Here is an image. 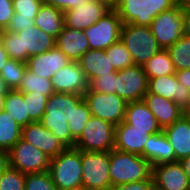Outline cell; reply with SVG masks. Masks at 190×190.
Segmentation results:
<instances>
[{
  "label": "cell",
  "mask_w": 190,
  "mask_h": 190,
  "mask_svg": "<svg viewBox=\"0 0 190 190\" xmlns=\"http://www.w3.org/2000/svg\"><path fill=\"white\" fill-rule=\"evenodd\" d=\"M92 114L87 103L83 100L76 109H74L71 123H69L72 137L77 140L83 133V130L91 118Z\"/></svg>",
  "instance_id": "obj_36"
},
{
  "label": "cell",
  "mask_w": 190,
  "mask_h": 190,
  "mask_svg": "<svg viewBox=\"0 0 190 190\" xmlns=\"http://www.w3.org/2000/svg\"><path fill=\"white\" fill-rule=\"evenodd\" d=\"M148 91L143 66L133 65L117 71L116 94L126 103L142 101Z\"/></svg>",
  "instance_id": "obj_13"
},
{
  "label": "cell",
  "mask_w": 190,
  "mask_h": 190,
  "mask_svg": "<svg viewBox=\"0 0 190 190\" xmlns=\"http://www.w3.org/2000/svg\"><path fill=\"white\" fill-rule=\"evenodd\" d=\"M141 156H143L152 167L162 163L175 162L173 148L163 130L150 135L145 143L144 152Z\"/></svg>",
  "instance_id": "obj_24"
},
{
  "label": "cell",
  "mask_w": 190,
  "mask_h": 190,
  "mask_svg": "<svg viewBox=\"0 0 190 190\" xmlns=\"http://www.w3.org/2000/svg\"><path fill=\"white\" fill-rule=\"evenodd\" d=\"M183 117L187 120L190 126V111L183 112Z\"/></svg>",
  "instance_id": "obj_52"
},
{
  "label": "cell",
  "mask_w": 190,
  "mask_h": 190,
  "mask_svg": "<svg viewBox=\"0 0 190 190\" xmlns=\"http://www.w3.org/2000/svg\"><path fill=\"white\" fill-rule=\"evenodd\" d=\"M148 79L175 74V68L167 49H160L144 66Z\"/></svg>",
  "instance_id": "obj_30"
},
{
  "label": "cell",
  "mask_w": 190,
  "mask_h": 190,
  "mask_svg": "<svg viewBox=\"0 0 190 190\" xmlns=\"http://www.w3.org/2000/svg\"><path fill=\"white\" fill-rule=\"evenodd\" d=\"M111 8L103 0H87L64 11V26L84 30L99 21Z\"/></svg>",
  "instance_id": "obj_14"
},
{
  "label": "cell",
  "mask_w": 190,
  "mask_h": 190,
  "mask_svg": "<svg viewBox=\"0 0 190 190\" xmlns=\"http://www.w3.org/2000/svg\"><path fill=\"white\" fill-rule=\"evenodd\" d=\"M11 91L10 87L0 76V101Z\"/></svg>",
  "instance_id": "obj_49"
},
{
  "label": "cell",
  "mask_w": 190,
  "mask_h": 190,
  "mask_svg": "<svg viewBox=\"0 0 190 190\" xmlns=\"http://www.w3.org/2000/svg\"><path fill=\"white\" fill-rule=\"evenodd\" d=\"M149 27L161 49L172 46L184 35L183 2L161 12Z\"/></svg>",
  "instance_id": "obj_7"
},
{
  "label": "cell",
  "mask_w": 190,
  "mask_h": 190,
  "mask_svg": "<svg viewBox=\"0 0 190 190\" xmlns=\"http://www.w3.org/2000/svg\"><path fill=\"white\" fill-rule=\"evenodd\" d=\"M9 167V153L0 149V175Z\"/></svg>",
  "instance_id": "obj_46"
},
{
  "label": "cell",
  "mask_w": 190,
  "mask_h": 190,
  "mask_svg": "<svg viewBox=\"0 0 190 190\" xmlns=\"http://www.w3.org/2000/svg\"><path fill=\"white\" fill-rule=\"evenodd\" d=\"M183 2L184 8L190 10V0H181Z\"/></svg>",
  "instance_id": "obj_53"
},
{
  "label": "cell",
  "mask_w": 190,
  "mask_h": 190,
  "mask_svg": "<svg viewBox=\"0 0 190 190\" xmlns=\"http://www.w3.org/2000/svg\"><path fill=\"white\" fill-rule=\"evenodd\" d=\"M49 172L58 190L82 187L81 150L66 148L50 161Z\"/></svg>",
  "instance_id": "obj_4"
},
{
  "label": "cell",
  "mask_w": 190,
  "mask_h": 190,
  "mask_svg": "<svg viewBox=\"0 0 190 190\" xmlns=\"http://www.w3.org/2000/svg\"><path fill=\"white\" fill-rule=\"evenodd\" d=\"M184 35L190 38V10L184 8Z\"/></svg>",
  "instance_id": "obj_48"
},
{
  "label": "cell",
  "mask_w": 190,
  "mask_h": 190,
  "mask_svg": "<svg viewBox=\"0 0 190 190\" xmlns=\"http://www.w3.org/2000/svg\"><path fill=\"white\" fill-rule=\"evenodd\" d=\"M152 178L157 190H190V183L179 161L152 167Z\"/></svg>",
  "instance_id": "obj_17"
},
{
  "label": "cell",
  "mask_w": 190,
  "mask_h": 190,
  "mask_svg": "<svg viewBox=\"0 0 190 190\" xmlns=\"http://www.w3.org/2000/svg\"><path fill=\"white\" fill-rule=\"evenodd\" d=\"M116 78L117 71L111 73V75L96 77L89 82V89L87 91L116 94Z\"/></svg>",
  "instance_id": "obj_40"
},
{
  "label": "cell",
  "mask_w": 190,
  "mask_h": 190,
  "mask_svg": "<svg viewBox=\"0 0 190 190\" xmlns=\"http://www.w3.org/2000/svg\"><path fill=\"white\" fill-rule=\"evenodd\" d=\"M16 90L23 93L35 92L48 98L54 93L50 79L37 76L28 69H26L20 86Z\"/></svg>",
  "instance_id": "obj_31"
},
{
  "label": "cell",
  "mask_w": 190,
  "mask_h": 190,
  "mask_svg": "<svg viewBox=\"0 0 190 190\" xmlns=\"http://www.w3.org/2000/svg\"><path fill=\"white\" fill-rule=\"evenodd\" d=\"M111 186L146 180L152 175V166L141 155L112 149L109 151Z\"/></svg>",
  "instance_id": "obj_3"
},
{
  "label": "cell",
  "mask_w": 190,
  "mask_h": 190,
  "mask_svg": "<svg viewBox=\"0 0 190 190\" xmlns=\"http://www.w3.org/2000/svg\"><path fill=\"white\" fill-rule=\"evenodd\" d=\"M181 0H121L114 8L123 24L150 26L156 16Z\"/></svg>",
  "instance_id": "obj_5"
},
{
  "label": "cell",
  "mask_w": 190,
  "mask_h": 190,
  "mask_svg": "<svg viewBox=\"0 0 190 190\" xmlns=\"http://www.w3.org/2000/svg\"><path fill=\"white\" fill-rule=\"evenodd\" d=\"M154 189L155 185L152 175L146 180L121 184L117 186H112L110 188V190H154Z\"/></svg>",
  "instance_id": "obj_41"
},
{
  "label": "cell",
  "mask_w": 190,
  "mask_h": 190,
  "mask_svg": "<svg viewBox=\"0 0 190 190\" xmlns=\"http://www.w3.org/2000/svg\"><path fill=\"white\" fill-rule=\"evenodd\" d=\"M114 146L115 126L95 116H91L75 142V148L82 151L109 152Z\"/></svg>",
  "instance_id": "obj_8"
},
{
  "label": "cell",
  "mask_w": 190,
  "mask_h": 190,
  "mask_svg": "<svg viewBox=\"0 0 190 190\" xmlns=\"http://www.w3.org/2000/svg\"><path fill=\"white\" fill-rule=\"evenodd\" d=\"M87 0H43L44 4L60 9L62 12L73 9L76 5L86 2Z\"/></svg>",
  "instance_id": "obj_43"
},
{
  "label": "cell",
  "mask_w": 190,
  "mask_h": 190,
  "mask_svg": "<svg viewBox=\"0 0 190 190\" xmlns=\"http://www.w3.org/2000/svg\"><path fill=\"white\" fill-rule=\"evenodd\" d=\"M78 62L89 82L96 77L111 75L116 71L111 65L110 57H107L105 50L89 49Z\"/></svg>",
  "instance_id": "obj_26"
},
{
  "label": "cell",
  "mask_w": 190,
  "mask_h": 190,
  "mask_svg": "<svg viewBox=\"0 0 190 190\" xmlns=\"http://www.w3.org/2000/svg\"><path fill=\"white\" fill-rule=\"evenodd\" d=\"M26 174L9 167L0 175V190H24Z\"/></svg>",
  "instance_id": "obj_38"
},
{
  "label": "cell",
  "mask_w": 190,
  "mask_h": 190,
  "mask_svg": "<svg viewBox=\"0 0 190 190\" xmlns=\"http://www.w3.org/2000/svg\"><path fill=\"white\" fill-rule=\"evenodd\" d=\"M3 31H4V30L0 27V35L2 34Z\"/></svg>",
  "instance_id": "obj_55"
},
{
  "label": "cell",
  "mask_w": 190,
  "mask_h": 190,
  "mask_svg": "<svg viewBox=\"0 0 190 190\" xmlns=\"http://www.w3.org/2000/svg\"><path fill=\"white\" fill-rule=\"evenodd\" d=\"M0 108L10 114L20 127L33 123L29 118L23 92L11 90L1 101Z\"/></svg>",
  "instance_id": "obj_28"
},
{
  "label": "cell",
  "mask_w": 190,
  "mask_h": 190,
  "mask_svg": "<svg viewBox=\"0 0 190 190\" xmlns=\"http://www.w3.org/2000/svg\"><path fill=\"white\" fill-rule=\"evenodd\" d=\"M148 92L172 100L183 111H190V90L175 74L148 79Z\"/></svg>",
  "instance_id": "obj_15"
},
{
  "label": "cell",
  "mask_w": 190,
  "mask_h": 190,
  "mask_svg": "<svg viewBox=\"0 0 190 190\" xmlns=\"http://www.w3.org/2000/svg\"><path fill=\"white\" fill-rule=\"evenodd\" d=\"M83 100V95L60 92H54L47 100L40 123L58 137L66 148L75 147L76 140L71 135L69 123L74 109Z\"/></svg>",
  "instance_id": "obj_1"
},
{
  "label": "cell",
  "mask_w": 190,
  "mask_h": 190,
  "mask_svg": "<svg viewBox=\"0 0 190 190\" xmlns=\"http://www.w3.org/2000/svg\"><path fill=\"white\" fill-rule=\"evenodd\" d=\"M110 8H115L121 0H103Z\"/></svg>",
  "instance_id": "obj_51"
},
{
  "label": "cell",
  "mask_w": 190,
  "mask_h": 190,
  "mask_svg": "<svg viewBox=\"0 0 190 190\" xmlns=\"http://www.w3.org/2000/svg\"><path fill=\"white\" fill-rule=\"evenodd\" d=\"M24 190H58V188L53 183L49 170H47L26 174Z\"/></svg>",
  "instance_id": "obj_37"
},
{
  "label": "cell",
  "mask_w": 190,
  "mask_h": 190,
  "mask_svg": "<svg viewBox=\"0 0 190 190\" xmlns=\"http://www.w3.org/2000/svg\"><path fill=\"white\" fill-rule=\"evenodd\" d=\"M32 25H34V19L12 18L6 31L18 33L22 30H25L26 28H29Z\"/></svg>",
  "instance_id": "obj_44"
},
{
  "label": "cell",
  "mask_w": 190,
  "mask_h": 190,
  "mask_svg": "<svg viewBox=\"0 0 190 190\" xmlns=\"http://www.w3.org/2000/svg\"><path fill=\"white\" fill-rule=\"evenodd\" d=\"M9 59H10L9 55L7 51L5 50L2 40L0 38V73Z\"/></svg>",
  "instance_id": "obj_47"
},
{
  "label": "cell",
  "mask_w": 190,
  "mask_h": 190,
  "mask_svg": "<svg viewBox=\"0 0 190 190\" xmlns=\"http://www.w3.org/2000/svg\"><path fill=\"white\" fill-rule=\"evenodd\" d=\"M75 190H91V189L85 188V187H80V188H76Z\"/></svg>",
  "instance_id": "obj_54"
},
{
  "label": "cell",
  "mask_w": 190,
  "mask_h": 190,
  "mask_svg": "<svg viewBox=\"0 0 190 190\" xmlns=\"http://www.w3.org/2000/svg\"><path fill=\"white\" fill-rule=\"evenodd\" d=\"M175 154V162L190 156V126L182 116L163 129Z\"/></svg>",
  "instance_id": "obj_25"
},
{
  "label": "cell",
  "mask_w": 190,
  "mask_h": 190,
  "mask_svg": "<svg viewBox=\"0 0 190 190\" xmlns=\"http://www.w3.org/2000/svg\"><path fill=\"white\" fill-rule=\"evenodd\" d=\"M13 13L12 0H0V27L3 30H6L9 26Z\"/></svg>",
  "instance_id": "obj_42"
},
{
  "label": "cell",
  "mask_w": 190,
  "mask_h": 190,
  "mask_svg": "<svg viewBox=\"0 0 190 190\" xmlns=\"http://www.w3.org/2000/svg\"><path fill=\"white\" fill-rule=\"evenodd\" d=\"M143 101L156 117L158 125L162 130L174 124L183 116V111L172 100H168L147 91Z\"/></svg>",
  "instance_id": "obj_22"
},
{
  "label": "cell",
  "mask_w": 190,
  "mask_h": 190,
  "mask_svg": "<svg viewBox=\"0 0 190 190\" xmlns=\"http://www.w3.org/2000/svg\"><path fill=\"white\" fill-rule=\"evenodd\" d=\"M21 139L43 151L51 159L66 149L62 142L40 122L22 128Z\"/></svg>",
  "instance_id": "obj_18"
},
{
  "label": "cell",
  "mask_w": 190,
  "mask_h": 190,
  "mask_svg": "<svg viewBox=\"0 0 190 190\" xmlns=\"http://www.w3.org/2000/svg\"><path fill=\"white\" fill-rule=\"evenodd\" d=\"M71 63V60L57 47L42 54L29 57L27 69L40 77L50 79L54 74Z\"/></svg>",
  "instance_id": "obj_19"
},
{
  "label": "cell",
  "mask_w": 190,
  "mask_h": 190,
  "mask_svg": "<svg viewBox=\"0 0 190 190\" xmlns=\"http://www.w3.org/2000/svg\"><path fill=\"white\" fill-rule=\"evenodd\" d=\"M178 81L190 90V68L187 70L176 71Z\"/></svg>",
  "instance_id": "obj_45"
},
{
  "label": "cell",
  "mask_w": 190,
  "mask_h": 190,
  "mask_svg": "<svg viewBox=\"0 0 190 190\" xmlns=\"http://www.w3.org/2000/svg\"><path fill=\"white\" fill-rule=\"evenodd\" d=\"M34 25L56 39L64 27L63 12L43 3L34 18Z\"/></svg>",
  "instance_id": "obj_27"
},
{
  "label": "cell",
  "mask_w": 190,
  "mask_h": 190,
  "mask_svg": "<svg viewBox=\"0 0 190 190\" xmlns=\"http://www.w3.org/2000/svg\"><path fill=\"white\" fill-rule=\"evenodd\" d=\"M26 69V63L19 62L10 58L3 67L0 76L11 90H16L20 86Z\"/></svg>",
  "instance_id": "obj_33"
},
{
  "label": "cell",
  "mask_w": 190,
  "mask_h": 190,
  "mask_svg": "<svg viewBox=\"0 0 190 190\" xmlns=\"http://www.w3.org/2000/svg\"><path fill=\"white\" fill-rule=\"evenodd\" d=\"M54 92L83 95L89 89V80L79 62H71L51 78Z\"/></svg>",
  "instance_id": "obj_16"
},
{
  "label": "cell",
  "mask_w": 190,
  "mask_h": 190,
  "mask_svg": "<svg viewBox=\"0 0 190 190\" xmlns=\"http://www.w3.org/2000/svg\"><path fill=\"white\" fill-rule=\"evenodd\" d=\"M184 169L185 174L188 177L189 183H190V156L182 159L179 161Z\"/></svg>",
  "instance_id": "obj_50"
},
{
  "label": "cell",
  "mask_w": 190,
  "mask_h": 190,
  "mask_svg": "<svg viewBox=\"0 0 190 190\" xmlns=\"http://www.w3.org/2000/svg\"><path fill=\"white\" fill-rule=\"evenodd\" d=\"M147 130H140L124 122L115 126V149L142 155L147 139L150 137Z\"/></svg>",
  "instance_id": "obj_20"
},
{
  "label": "cell",
  "mask_w": 190,
  "mask_h": 190,
  "mask_svg": "<svg viewBox=\"0 0 190 190\" xmlns=\"http://www.w3.org/2000/svg\"><path fill=\"white\" fill-rule=\"evenodd\" d=\"M123 122L137 129L147 130L151 135L162 131L156 117L143 100L127 103Z\"/></svg>",
  "instance_id": "obj_23"
},
{
  "label": "cell",
  "mask_w": 190,
  "mask_h": 190,
  "mask_svg": "<svg viewBox=\"0 0 190 190\" xmlns=\"http://www.w3.org/2000/svg\"><path fill=\"white\" fill-rule=\"evenodd\" d=\"M8 153L9 165L24 174L49 170L51 158L23 139L17 141Z\"/></svg>",
  "instance_id": "obj_12"
},
{
  "label": "cell",
  "mask_w": 190,
  "mask_h": 190,
  "mask_svg": "<svg viewBox=\"0 0 190 190\" xmlns=\"http://www.w3.org/2000/svg\"><path fill=\"white\" fill-rule=\"evenodd\" d=\"M107 57H110L111 65L116 71L134 65L130 52L126 46L119 40L105 50Z\"/></svg>",
  "instance_id": "obj_34"
},
{
  "label": "cell",
  "mask_w": 190,
  "mask_h": 190,
  "mask_svg": "<svg viewBox=\"0 0 190 190\" xmlns=\"http://www.w3.org/2000/svg\"><path fill=\"white\" fill-rule=\"evenodd\" d=\"M92 116L111 123L113 126L124 121L127 103L117 94L87 91L83 94Z\"/></svg>",
  "instance_id": "obj_11"
},
{
  "label": "cell",
  "mask_w": 190,
  "mask_h": 190,
  "mask_svg": "<svg viewBox=\"0 0 190 190\" xmlns=\"http://www.w3.org/2000/svg\"><path fill=\"white\" fill-rule=\"evenodd\" d=\"M9 58L27 63L29 57L42 54L55 47L56 39L35 25L18 33L4 30L0 35Z\"/></svg>",
  "instance_id": "obj_2"
},
{
  "label": "cell",
  "mask_w": 190,
  "mask_h": 190,
  "mask_svg": "<svg viewBox=\"0 0 190 190\" xmlns=\"http://www.w3.org/2000/svg\"><path fill=\"white\" fill-rule=\"evenodd\" d=\"M23 100L26 102L27 113L33 122H40L45 112L47 96L35 92L23 93Z\"/></svg>",
  "instance_id": "obj_35"
},
{
  "label": "cell",
  "mask_w": 190,
  "mask_h": 190,
  "mask_svg": "<svg viewBox=\"0 0 190 190\" xmlns=\"http://www.w3.org/2000/svg\"><path fill=\"white\" fill-rule=\"evenodd\" d=\"M82 187L110 190L109 152L82 151Z\"/></svg>",
  "instance_id": "obj_9"
},
{
  "label": "cell",
  "mask_w": 190,
  "mask_h": 190,
  "mask_svg": "<svg viewBox=\"0 0 190 190\" xmlns=\"http://www.w3.org/2000/svg\"><path fill=\"white\" fill-rule=\"evenodd\" d=\"M71 62H78L82 55L89 50V42L83 30L64 26L56 38V44Z\"/></svg>",
  "instance_id": "obj_21"
},
{
  "label": "cell",
  "mask_w": 190,
  "mask_h": 190,
  "mask_svg": "<svg viewBox=\"0 0 190 190\" xmlns=\"http://www.w3.org/2000/svg\"><path fill=\"white\" fill-rule=\"evenodd\" d=\"M175 71L190 68V38L183 35L176 43L167 48Z\"/></svg>",
  "instance_id": "obj_32"
},
{
  "label": "cell",
  "mask_w": 190,
  "mask_h": 190,
  "mask_svg": "<svg viewBox=\"0 0 190 190\" xmlns=\"http://www.w3.org/2000/svg\"><path fill=\"white\" fill-rule=\"evenodd\" d=\"M43 3V0H12V18L34 19Z\"/></svg>",
  "instance_id": "obj_39"
},
{
  "label": "cell",
  "mask_w": 190,
  "mask_h": 190,
  "mask_svg": "<svg viewBox=\"0 0 190 190\" xmlns=\"http://www.w3.org/2000/svg\"><path fill=\"white\" fill-rule=\"evenodd\" d=\"M22 127L0 108V149L9 151L21 139Z\"/></svg>",
  "instance_id": "obj_29"
},
{
  "label": "cell",
  "mask_w": 190,
  "mask_h": 190,
  "mask_svg": "<svg viewBox=\"0 0 190 190\" xmlns=\"http://www.w3.org/2000/svg\"><path fill=\"white\" fill-rule=\"evenodd\" d=\"M120 41L139 66H144L161 49L148 26L123 24Z\"/></svg>",
  "instance_id": "obj_6"
},
{
  "label": "cell",
  "mask_w": 190,
  "mask_h": 190,
  "mask_svg": "<svg viewBox=\"0 0 190 190\" xmlns=\"http://www.w3.org/2000/svg\"><path fill=\"white\" fill-rule=\"evenodd\" d=\"M123 22L114 8H111L94 25L84 29L89 49L106 50L120 40Z\"/></svg>",
  "instance_id": "obj_10"
}]
</instances>
